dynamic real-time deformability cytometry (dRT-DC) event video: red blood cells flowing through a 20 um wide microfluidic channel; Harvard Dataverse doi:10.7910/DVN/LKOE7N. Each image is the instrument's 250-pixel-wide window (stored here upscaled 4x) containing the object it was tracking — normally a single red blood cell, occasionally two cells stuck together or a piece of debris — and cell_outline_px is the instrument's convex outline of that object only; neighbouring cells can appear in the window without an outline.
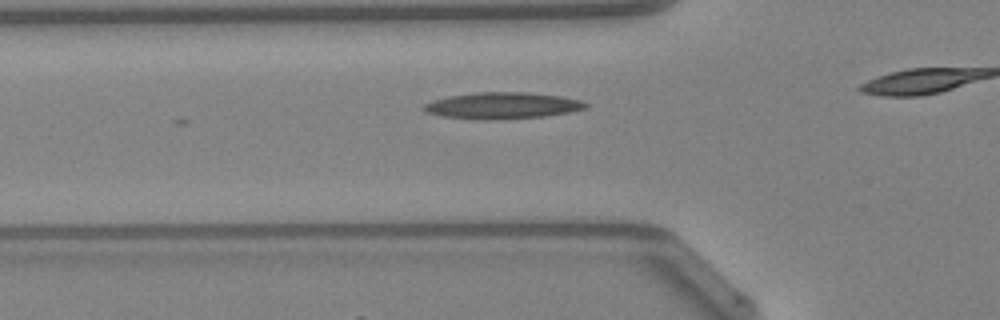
{"species": "Egyptian fruit bat (a non-hibernating species)", "species_latin": "Rousettus aegyptiacus", "temperature_condition": "warm", "stored_images_in_passage": 18, "camera_frame_rate_fps": 3000, "um_per_image_px": 0.085, "animal": {"sex": "female"}, "frame": {"image": 1, "passage_image": 10, "time_ms": 3.0, "image_size_px": [1000, 320], "cell_outline_px": [[588, 104], [584, 108], [568, 112], [544, 116], [492, 120], [484, 120], [440, 116], [428, 112], [420, 108], [424, 104], [432, 100], [448, 96], [472, 92], [528, 92], [560, 96], [580, 100]], "centroid_in_image_um": [42.63, 8.97], "position_along_channel_um": 83.2, "area_um2": 24.97}}